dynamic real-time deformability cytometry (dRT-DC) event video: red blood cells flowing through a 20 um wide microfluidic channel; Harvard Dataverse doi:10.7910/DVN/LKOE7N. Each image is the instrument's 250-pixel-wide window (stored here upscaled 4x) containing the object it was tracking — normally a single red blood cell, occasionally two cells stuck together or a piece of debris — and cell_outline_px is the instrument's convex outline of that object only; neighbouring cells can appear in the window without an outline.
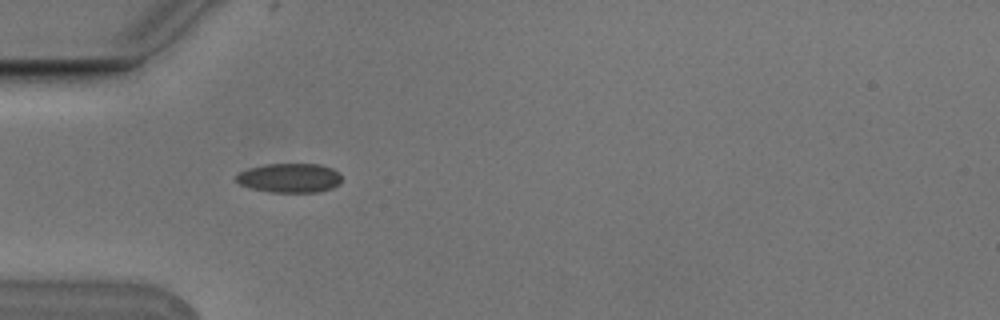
{"species": "Egyptian fruit bat (a non-hibernating species)", "species_latin": "Rousettus aegyptiacus", "temperature_condition": "cold", "stored_images_in_passage": 5, "camera_frame_rate_fps": 3000, "um_per_image_px": 0.085, "animal": {"sex": "male"}, "frame": {"image": 1, "passage_image": 4, "time_ms": 1.0, "image_size_px": [1000, 320], "cell_outline_px": [[340, 184], [332, 188], [320, 192], [268, 192], [248, 188], [240, 184], [236, 180], [236, 176], [240, 172], [248, 168], [264, 164], [320, 164], [332, 168], [340, 172]], "centroid_in_image_um": [24.62, 15.13], "position_along_channel_um": 60.4, "area_um2": 18.21}}